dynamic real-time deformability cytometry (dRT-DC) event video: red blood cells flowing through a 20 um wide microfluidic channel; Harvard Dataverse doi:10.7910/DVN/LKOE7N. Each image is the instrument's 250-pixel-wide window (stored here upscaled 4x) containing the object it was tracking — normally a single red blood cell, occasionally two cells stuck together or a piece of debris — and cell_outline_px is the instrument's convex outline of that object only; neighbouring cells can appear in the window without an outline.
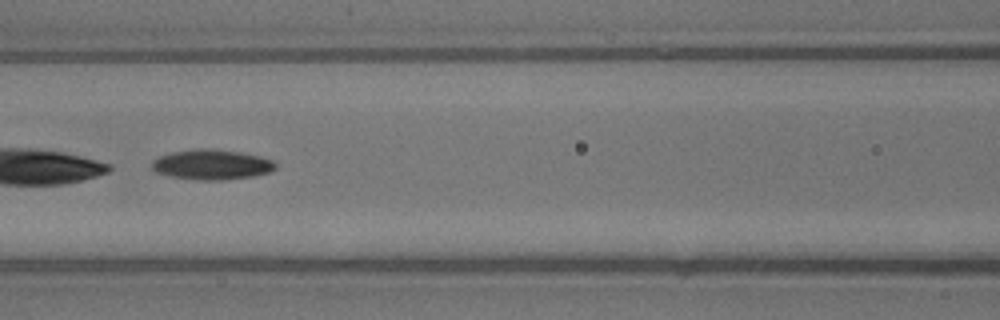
{"species": "common noctule bat (a hibernating species)", "species_latin": "Nyctalus noctula", "temperature_condition": "warm", "stored_images_in_passage": 32, "camera_frame_rate_fps": 3000, "um_per_image_px": 0.085, "animal": {"sex": "male", "body_mass_g": 13.3}, "frame": {"image": 1, "passage_image": 15, "time_ms": 4.667, "image_size_px": [1000, 320], "cell_outline_px": [[276, 168], [268, 172], [252, 176], [224, 180], [196, 180], [168, 176], [156, 172], [152, 168], [152, 160], [160, 156], [172, 152], [196, 148], [208, 148], [240, 152], [260, 156], [272, 160], [276, 164]], "centroid_in_image_um": [17.97, 13.99], "position_along_channel_um": 148.6, "area_um2": 21.73}}
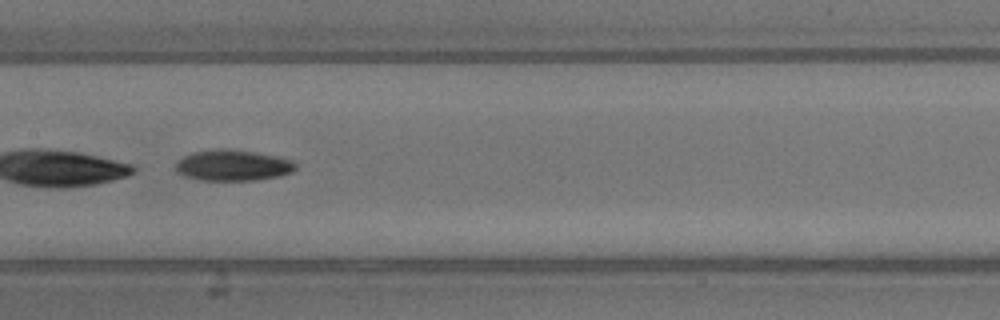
{"frame": {"image": 2, "passage_image": 17, "time_ms": 5.333, "image_size_px": [1000, 320], "cell_outline_px": [[296, 168], [292, 172], [280, 176], [256, 180], [200, 180], [184, 176], [176, 172], [176, 160], [192, 152], [216, 148], [228, 148], [276, 156], [292, 160], [296, 164]], "centroid_in_image_um": [19.76, 14.05], "position_along_channel_um": 187.6, "area_um2": 21.79}}